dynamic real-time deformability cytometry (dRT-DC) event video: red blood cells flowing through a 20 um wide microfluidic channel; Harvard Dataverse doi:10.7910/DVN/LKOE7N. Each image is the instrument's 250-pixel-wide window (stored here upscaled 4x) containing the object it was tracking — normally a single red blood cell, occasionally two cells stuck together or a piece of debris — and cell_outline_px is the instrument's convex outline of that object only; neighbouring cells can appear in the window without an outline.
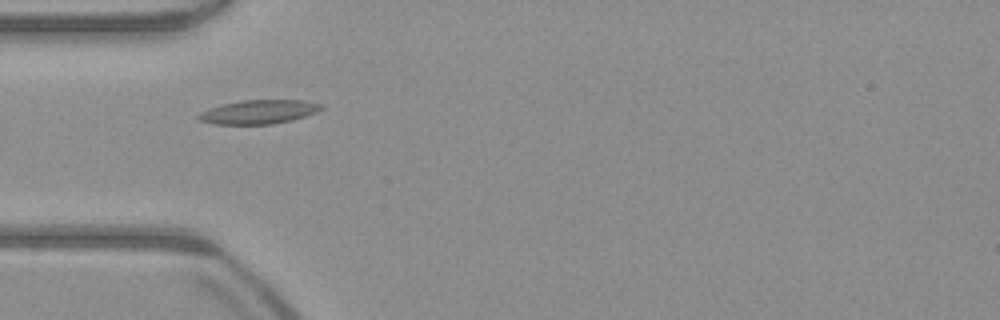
{"species": "common noctule bat (a hibernating species)", "species_latin": "Nyctalus noctula", "temperature_condition": "warm", "stored_images_in_passage": 37, "camera_frame_rate_fps": 3000, "um_per_image_px": 0.085, "animal": {"sex": "male", "body_mass_g": 23.1, "forearm_length_mm": 52.7}, "frame": {"image": 1, "passage_image": 1, "time_ms": 0.0, "image_size_px": [1000, 320], "cell_outline_px": [[324, 108], [316, 112], [292, 120], [272, 124], [212, 124], [200, 120], [196, 116], [200, 112], [208, 108], [240, 100], [304, 100], [324, 104]], "centroid_in_image_um": [22.0, 9.5], "position_along_channel_um": 63.0, "area_um2": 17.17}}
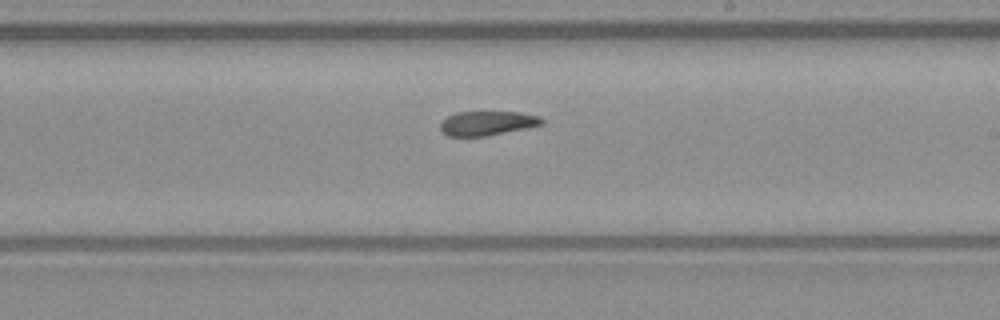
{"frame": {"image": 2, "passage_image": 15, "time_ms": 4.667, "image_size_px": [1000, 320], "cell_outline_px": [[544, 124], [528, 128], [484, 136], [448, 136], [440, 132], [440, 124], [448, 116], [456, 112], [520, 112], [540, 116], [544, 120]], "centroid_in_image_um": [41.43, 10.47], "position_along_channel_um": 247.6, "area_um2": 14.45}}
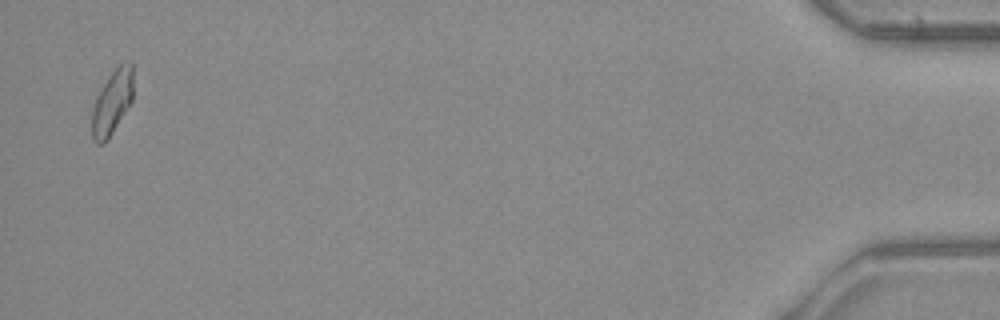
{"frame": {"image": 3, "passage_image": 36, "time_ms": 11.667, "image_size_px": [1000, 320], "cell_outline_px": [[132, 100], [112, 132], [104, 144], [96, 144], [92, 140], [92, 108], [96, 96], [108, 76], [124, 60], [132, 60]], "centroid_in_image_um": [9.51, 8.67], "position_along_channel_um": 425.7, "area_um2": 15.43}, "authors_computed_cell_mechanics": {"area_um2": 15.5482, "velocity_mm_per_s": 3.9468, "shape_relaxation_time_tau1_ms": 10.7517, "shape_relaxation_time_tau2_ms": 3.5496, "deformation_change_tau1": 0.2471, "deformation_change_tau2": 0.1094}}